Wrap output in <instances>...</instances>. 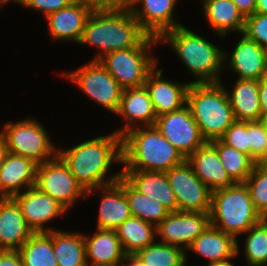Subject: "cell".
Masks as SVG:
<instances>
[{
	"label": "cell",
	"mask_w": 267,
	"mask_h": 266,
	"mask_svg": "<svg viewBox=\"0 0 267 266\" xmlns=\"http://www.w3.org/2000/svg\"><path fill=\"white\" fill-rule=\"evenodd\" d=\"M122 177L138 192L156 199L169 212H177V201L164 172L122 170Z\"/></svg>",
	"instance_id": "24"
},
{
	"label": "cell",
	"mask_w": 267,
	"mask_h": 266,
	"mask_svg": "<svg viewBox=\"0 0 267 266\" xmlns=\"http://www.w3.org/2000/svg\"><path fill=\"white\" fill-rule=\"evenodd\" d=\"M57 154L85 191L112 184L122 176V169L108 176L113 163L122 164V137L116 132L59 148Z\"/></svg>",
	"instance_id": "1"
},
{
	"label": "cell",
	"mask_w": 267,
	"mask_h": 266,
	"mask_svg": "<svg viewBox=\"0 0 267 266\" xmlns=\"http://www.w3.org/2000/svg\"><path fill=\"white\" fill-rule=\"evenodd\" d=\"M255 13L267 14V0H256Z\"/></svg>",
	"instance_id": "48"
},
{
	"label": "cell",
	"mask_w": 267,
	"mask_h": 266,
	"mask_svg": "<svg viewBox=\"0 0 267 266\" xmlns=\"http://www.w3.org/2000/svg\"><path fill=\"white\" fill-rule=\"evenodd\" d=\"M35 186L59 202L67 211L77 199L86 198V191L58 154L37 165Z\"/></svg>",
	"instance_id": "10"
},
{
	"label": "cell",
	"mask_w": 267,
	"mask_h": 266,
	"mask_svg": "<svg viewBox=\"0 0 267 266\" xmlns=\"http://www.w3.org/2000/svg\"><path fill=\"white\" fill-rule=\"evenodd\" d=\"M120 266H144L135 255H125Z\"/></svg>",
	"instance_id": "45"
},
{
	"label": "cell",
	"mask_w": 267,
	"mask_h": 266,
	"mask_svg": "<svg viewBox=\"0 0 267 266\" xmlns=\"http://www.w3.org/2000/svg\"><path fill=\"white\" fill-rule=\"evenodd\" d=\"M133 0H88L91 12H117L131 10Z\"/></svg>",
	"instance_id": "41"
},
{
	"label": "cell",
	"mask_w": 267,
	"mask_h": 266,
	"mask_svg": "<svg viewBox=\"0 0 267 266\" xmlns=\"http://www.w3.org/2000/svg\"><path fill=\"white\" fill-rule=\"evenodd\" d=\"M146 35L131 10L91 12L79 43L98 48L92 59L98 61L112 51L135 47Z\"/></svg>",
	"instance_id": "4"
},
{
	"label": "cell",
	"mask_w": 267,
	"mask_h": 266,
	"mask_svg": "<svg viewBox=\"0 0 267 266\" xmlns=\"http://www.w3.org/2000/svg\"><path fill=\"white\" fill-rule=\"evenodd\" d=\"M166 177L176 197L177 211L210 212L212 190L194 174L186 160L167 171Z\"/></svg>",
	"instance_id": "11"
},
{
	"label": "cell",
	"mask_w": 267,
	"mask_h": 266,
	"mask_svg": "<svg viewBox=\"0 0 267 266\" xmlns=\"http://www.w3.org/2000/svg\"><path fill=\"white\" fill-rule=\"evenodd\" d=\"M186 105L206 141L219 139L236 121L222 82L190 83Z\"/></svg>",
	"instance_id": "5"
},
{
	"label": "cell",
	"mask_w": 267,
	"mask_h": 266,
	"mask_svg": "<svg viewBox=\"0 0 267 266\" xmlns=\"http://www.w3.org/2000/svg\"><path fill=\"white\" fill-rule=\"evenodd\" d=\"M250 158L262 163L267 157V133L260 121L249 122Z\"/></svg>",
	"instance_id": "38"
},
{
	"label": "cell",
	"mask_w": 267,
	"mask_h": 266,
	"mask_svg": "<svg viewBox=\"0 0 267 266\" xmlns=\"http://www.w3.org/2000/svg\"><path fill=\"white\" fill-rule=\"evenodd\" d=\"M259 121L261 122V124L264 127L265 132L267 133V114L261 117Z\"/></svg>",
	"instance_id": "49"
},
{
	"label": "cell",
	"mask_w": 267,
	"mask_h": 266,
	"mask_svg": "<svg viewBox=\"0 0 267 266\" xmlns=\"http://www.w3.org/2000/svg\"><path fill=\"white\" fill-rule=\"evenodd\" d=\"M186 161L192 166L194 174L212 191L234 184L220 162L216 148L209 141L196 149Z\"/></svg>",
	"instance_id": "22"
},
{
	"label": "cell",
	"mask_w": 267,
	"mask_h": 266,
	"mask_svg": "<svg viewBox=\"0 0 267 266\" xmlns=\"http://www.w3.org/2000/svg\"><path fill=\"white\" fill-rule=\"evenodd\" d=\"M191 82H174L163 78V69H154L144 83L156 116L181 109L186 105L187 90Z\"/></svg>",
	"instance_id": "17"
},
{
	"label": "cell",
	"mask_w": 267,
	"mask_h": 266,
	"mask_svg": "<svg viewBox=\"0 0 267 266\" xmlns=\"http://www.w3.org/2000/svg\"><path fill=\"white\" fill-rule=\"evenodd\" d=\"M5 2L3 0H0V7L2 8V5H4Z\"/></svg>",
	"instance_id": "53"
},
{
	"label": "cell",
	"mask_w": 267,
	"mask_h": 266,
	"mask_svg": "<svg viewBox=\"0 0 267 266\" xmlns=\"http://www.w3.org/2000/svg\"><path fill=\"white\" fill-rule=\"evenodd\" d=\"M217 150L220 162L234 183H245L255 162L236 148L224 144L220 139L209 141Z\"/></svg>",
	"instance_id": "33"
},
{
	"label": "cell",
	"mask_w": 267,
	"mask_h": 266,
	"mask_svg": "<svg viewBox=\"0 0 267 266\" xmlns=\"http://www.w3.org/2000/svg\"><path fill=\"white\" fill-rule=\"evenodd\" d=\"M243 34L267 50V14L254 13L246 17Z\"/></svg>",
	"instance_id": "39"
},
{
	"label": "cell",
	"mask_w": 267,
	"mask_h": 266,
	"mask_svg": "<svg viewBox=\"0 0 267 266\" xmlns=\"http://www.w3.org/2000/svg\"><path fill=\"white\" fill-rule=\"evenodd\" d=\"M6 140L9 152L31 159L37 165L57 155L47 130L35 118L22 119L18 122L8 121L1 132Z\"/></svg>",
	"instance_id": "8"
},
{
	"label": "cell",
	"mask_w": 267,
	"mask_h": 266,
	"mask_svg": "<svg viewBox=\"0 0 267 266\" xmlns=\"http://www.w3.org/2000/svg\"><path fill=\"white\" fill-rule=\"evenodd\" d=\"M228 54L224 50L223 62L229 63L228 68L238 75V79L259 81L267 77V50L244 34H241L231 56Z\"/></svg>",
	"instance_id": "16"
},
{
	"label": "cell",
	"mask_w": 267,
	"mask_h": 266,
	"mask_svg": "<svg viewBox=\"0 0 267 266\" xmlns=\"http://www.w3.org/2000/svg\"><path fill=\"white\" fill-rule=\"evenodd\" d=\"M12 197H0V250L18 251L33 234Z\"/></svg>",
	"instance_id": "21"
},
{
	"label": "cell",
	"mask_w": 267,
	"mask_h": 266,
	"mask_svg": "<svg viewBox=\"0 0 267 266\" xmlns=\"http://www.w3.org/2000/svg\"><path fill=\"white\" fill-rule=\"evenodd\" d=\"M37 164L9 152L0 167V197H13L35 185Z\"/></svg>",
	"instance_id": "23"
},
{
	"label": "cell",
	"mask_w": 267,
	"mask_h": 266,
	"mask_svg": "<svg viewBox=\"0 0 267 266\" xmlns=\"http://www.w3.org/2000/svg\"><path fill=\"white\" fill-rule=\"evenodd\" d=\"M116 115L122 116L125 123L117 129L118 135L122 136L127 131L137 127L154 126L157 118L148 90L145 86L138 88H126L122 91L119 109Z\"/></svg>",
	"instance_id": "18"
},
{
	"label": "cell",
	"mask_w": 267,
	"mask_h": 266,
	"mask_svg": "<svg viewBox=\"0 0 267 266\" xmlns=\"http://www.w3.org/2000/svg\"><path fill=\"white\" fill-rule=\"evenodd\" d=\"M144 266H186V252L179 247L154 242L134 254Z\"/></svg>",
	"instance_id": "34"
},
{
	"label": "cell",
	"mask_w": 267,
	"mask_h": 266,
	"mask_svg": "<svg viewBox=\"0 0 267 266\" xmlns=\"http://www.w3.org/2000/svg\"><path fill=\"white\" fill-rule=\"evenodd\" d=\"M154 126L185 159L206 142L187 105L157 116Z\"/></svg>",
	"instance_id": "12"
},
{
	"label": "cell",
	"mask_w": 267,
	"mask_h": 266,
	"mask_svg": "<svg viewBox=\"0 0 267 266\" xmlns=\"http://www.w3.org/2000/svg\"><path fill=\"white\" fill-rule=\"evenodd\" d=\"M5 3H9L10 1L14 2V3H19L21 0H3Z\"/></svg>",
	"instance_id": "50"
},
{
	"label": "cell",
	"mask_w": 267,
	"mask_h": 266,
	"mask_svg": "<svg viewBox=\"0 0 267 266\" xmlns=\"http://www.w3.org/2000/svg\"><path fill=\"white\" fill-rule=\"evenodd\" d=\"M262 164H264L267 167V157L263 160Z\"/></svg>",
	"instance_id": "51"
},
{
	"label": "cell",
	"mask_w": 267,
	"mask_h": 266,
	"mask_svg": "<svg viewBox=\"0 0 267 266\" xmlns=\"http://www.w3.org/2000/svg\"><path fill=\"white\" fill-rule=\"evenodd\" d=\"M74 1L86 3L88 0H74Z\"/></svg>",
	"instance_id": "52"
},
{
	"label": "cell",
	"mask_w": 267,
	"mask_h": 266,
	"mask_svg": "<svg viewBox=\"0 0 267 266\" xmlns=\"http://www.w3.org/2000/svg\"><path fill=\"white\" fill-rule=\"evenodd\" d=\"M52 247L58 266H88L83 233L52 230Z\"/></svg>",
	"instance_id": "29"
},
{
	"label": "cell",
	"mask_w": 267,
	"mask_h": 266,
	"mask_svg": "<svg viewBox=\"0 0 267 266\" xmlns=\"http://www.w3.org/2000/svg\"><path fill=\"white\" fill-rule=\"evenodd\" d=\"M18 251L23 266H58L52 247V231L33 233Z\"/></svg>",
	"instance_id": "31"
},
{
	"label": "cell",
	"mask_w": 267,
	"mask_h": 266,
	"mask_svg": "<svg viewBox=\"0 0 267 266\" xmlns=\"http://www.w3.org/2000/svg\"><path fill=\"white\" fill-rule=\"evenodd\" d=\"M202 3L205 18L218 36L226 37L234 31L243 34L246 18L232 0H205Z\"/></svg>",
	"instance_id": "27"
},
{
	"label": "cell",
	"mask_w": 267,
	"mask_h": 266,
	"mask_svg": "<svg viewBox=\"0 0 267 266\" xmlns=\"http://www.w3.org/2000/svg\"><path fill=\"white\" fill-rule=\"evenodd\" d=\"M121 137L122 170L166 173L186 160L155 126L136 127Z\"/></svg>",
	"instance_id": "2"
},
{
	"label": "cell",
	"mask_w": 267,
	"mask_h": 266,
	"mask_svg": "<svg viewBox=\"0 0 267 266\" xmlns=\"http://www.w3.org/2000/svg\"><path fill=\"white\" fill-rule=\"evenodd\" d=\"M9 150L7 148L6 140L0 133V167L4 163Z\"/></svg>",
	"instance_id": "46"
},
{
	"label": "cell",
	"mask_w": 267,
	"mask_h": 266,
	"mask_svg": "<svg viewBox=\"0 0 267 266\" xmlns=\"http://www.w3.org/2000/svg\"><path fill=\"white\" fill-rule=\"evenodd\" d=\"M158 43V38L146 35L135 47L112 51L98 61L123 89L142 87L158 66L149 53Z\"/></svg>",
	"instance_id": "7"
},
{
	"label": "cell",
	"mask_w": 267,
	"mask_h": 266,
	"mask_svg": "<svg viewBox=\"0 0 267 266\" xmlns=\"http://www.w3.org/2000/svg\"><path fill=\"white\" fill-rule=\"evenodd\" d=\"M177 2L179 1L133 0L131 11L140 28L147 35L159 39L166 31L182 26L173 16Z\"/></svg>",
	"instance_id": "15"
},
{
	"label": "cell",
	"mask_w": 267,
	"mask_h": 266,
	"mask_svg": "<svg viewBox=\"0 0 267 266\" xmlns=\"http://www.w3.org/2000/svg\"><path fill=\"white\" fill-rule=\"evenodd\" d=\"M159 42L169 44L195 80L191 83L221 82L220 73L224 66V51L201 35L182 25L166 31ZM223 68V69H222Z\"/></svg>",
	"instance_id": "3"
},
{
	"label": "cell",
	"mask_w": 267,
	"mask_h": 266,
	"mask_svg": "<svg viewBox=\"0 0 267 266\" xmlns=\"http://www.w3.org/2000/svg\"><path fill=\"white\" fill-rule=\"evenodd\" d=\"M88 266H120L125 253L115 230L96 229L92 236L85 235Z\"/></svg>",
	"instance_id": "25"
},
{
	"label": "cell",
	"mask_w": 267,
	"mask_h": 266,
	"mask_svg": "<svg viewBox=\"0 0 267 266\" xmlns=\"http://www.w3.org/2000/svg\"><path fill=\"white\" fill-rule=\"evenodd\" d=\"M232 1L245 18L255 13L256 0H232Z\"/></svg>",
	"instance_id": "43"
},
{
	"label": "cell",
	"mask_w": 267,
	"mask_h": 266,
	"mask_svg": "<svg viewBox=\"0 0 267 266\" xmlns=\"http://www.w3.org/2000/svg\"><path fill=\"white\" fill-rule=\"evenodd\" d=\"M210 224L232 235L236 240L263 218L256 211L249 188L245 183H234L212 191Z\"/></svg>",
	"instance_id": "6"
},
{
	"label": "cell",
	"mask_w": 267,
	"mask_h": 266,
	"mask_svg": "<svg viewBox=\"0 0 267 266\" xmlns=\"http://www.w3.org/2000/svg\"><path fill=\"white\" fill-rule=\"evenodd\" d=\"M12 198L19 205L27 225L34 233L54 230L53 227L45 228L44 224L67 212L59 202L35 185Z\"/></svg>",
	"instance_id": "14"
},
{
	"label": "cell",
	"mask_w": 267,
	"mask_h": 266,
	"mask_svg": "<svg viewBox=\"0 0 267 266\" xmlns=\"http://www.w3.org/2000/svg\"><path fill=\"white\" fill-rule=\"evenodd\" d=\"M102 192L97 228L115 230L132 216L125 193L122 189V176L114 183L86 191V198Z\"/></svg>",
	"instance_id": "20"
},
{
	"label": "cell",
	"mask_w": 267,
	"mask_h": 266,
	"mask_svg": "<svg viewBox=\"0 0 267 266\" xmlns=\"http://www.w3.org/2000/svg\"><path fill=\"white\" fill-rule=\"evenodd\" d=\"M65 73L63 76L74 82L92 101L111 111L110 113H117L123 88L99 61H88L85 65Z\"/></svg>",
	"instance_id": "9"
},
{
	"label": "cell",
	"mask_w": 267,
	"mask_h": 266,
	"mask_svg": "<svg viewBox=\"0 0 267 266\" xmlns=\"http://www.w3.org/2000/svg\"><path fill=\"white\" fill-rule=\"evenodd\" d=\"M239 251H240L239 242H238V240H236V254L233 257H231L227 260H224V261L210 264L208 266H235L234 263H232L230 261H232V259H235L234 257H237V255L240 253Z\"/></svg>",
	"instance_id": "47"
},
{
	"label": "cell",
	"mask_w": 267,
	"mask_h": 266,
	"mask_svg": "<svg viewBox=\"0 0 267 266\" xmlns=\"http://www.w3.org/2000/svg\"><path fill=\"white\" fill-rule=\"evenodd\" d=\"M227 94L238 121H259L261 109L259 101L258 80L238 79Z\"/></svg>",
	"instance_id": "28"
},
{
	"label": "cell",
	"mask_w": 267,
	"mask_h": 266,
	"mask_svg": "<svg viewBox=\"0 0 267 266\" xmlns=\"http://www.w3.org/2000/svg\"><path fill=\"white\" fill-rule=\"evenodd\" d=\"M0 266H23L19 251L0 250Z\"/></svg>",
	"instance_id": "42"
},
{
	"label": "cell",
	"mask_w": 267,
	"mask_h": 266,
	"mask_svg": "<svg viewBox=\"0 0 267 266\" xmlns=\"http://www.w3.org/2000/svg\"><path fill=\"white\" fill-rule=\"evenodd\" d=\"M115 231L126 255H134L154 243L157 236L155 225L135 216L126 219Z\"/></svg>",
	"instance_id": "30"
},
{
	"label": "cell",
	"mask_w": 267,
	"mask_h": 266,
	"mask_svg": "<svg viewBox=\"0 0 267 266\" xmlns=\"http://www.w3.org/2000/svg\"><path fill=\"white\" fill-rule=\"evenodd\" d=\"M245 184L249 188L256 211L267 219V167L256 163Z\"/></svg>",
	"instance_id": "36"
},
{
	"label": "cell",
	"mask_w": 267,
	"mask_h": 266,
	"mask_svg": "<svg viewBox=\"0 0 267 266\" xmlns=\"http://www.w3.org/2000/svg\"><path fill=\"white\" fill-rule=\"evenodd\" d=\"M188 250L206 258L210 265L233 257L236 254V239L210 224Z\"/></svg>",
	"instance_id": "26"
},
{
	"label": "cell",
	"mask_w": 267,
	"mask_h": 266,
	"mask_svg": "<svg viewBox=\"0 0 267 266\" xmlns=\"http://www.w3.org/2000/svg\"><path fill=\"white\" fill-rule=\"evenodd\" d=\"M210 225L209 212H170L157 226L159 242L189 248L192 242Z\"/></svg>",
	"instance_id": "13"
},
{
	"label": "cell",
	"mask_w": 267,
	"mask_h": 266,
	"mask_svg": "<svg viewBox=\"0 0 267 266\" xmlns=\"http://www.w3.org/2000/svg\"><path fill=\"white\" fill-rule=\"evenodd\" d=\"M224 144L236 148L250 157L249 122L236 120L219 138Z\"/></svg>",
	"instance_id": "37"
},
{
	"label": "cell",
	"mask_w": 267,
	"mask_h": 266,
	"mask_svg": "<svg viewBox=\"0 0 267 266\" xmlns=\"http://www.w3.org/2000/svg\"><path fill=\"white\" fill-rule=\"evenodd\" d=\"M91 14L84 2L74 1L62 9L46 16L47 26L52 40L80 42L86 20Z\"/></svg>",
	"instance_id": "19"
},
{
	"label": "cell",
	"mask_w": 267,
	"mask_h": 266,
	"mask_svg": "<svg viewBox=\"0 0 267 266\" xmlns=\"http://www.w3.org/2000/svg\"><path fill=\"white\" fill-rule=\"evenodd\" d=\"M244 255L249 266L267 265V219H262L247 232Z\"/></svg>",
	"instance_id": "35"
},
{
	"label": "cell",
	"mask_w": 267,
	"mask_h": 266,
	"mask_svg": "<svg viewBox=\"0 0 267 266\" xmlns=\"http://www.w3.org/2000/svg\"><path fill=\"white\" fill-rule=\"evenodd\" d=\"M122 189L132 216L157 226L170 213L156 199L145 196L135 190L123 177Z\"/></svg>",
	"instance_id": "32"
},
{
	"label": "cell",
	"mask_w": 267,
	"mask_h": 266,
	"mask_svg": "<svg viewBox=\"0 0 267 266\" xmlns=\"http://www.w3.org/2000/svg\"><path fill=\"white\" fill-rule=\"evenodd\" d=\"M73 2L74 0H21L18 4L36 11L39 10L46 17L50 13L56 12Z\"/></svg>",
	"instance_id": "40"
},
{
	"label": "cell",
	"mask_w": 267,
	"mask_h": 266,
	"mask_svg": "<svg viewBox=\"0 0 267 266\" xmlns=\"http://www.w3.org/2000/svg\"><path fill=\"white\" fill-rule=\"evenodd\" d=\"M261 117L267 114V77L258 81Z\"/></svg>",
	"instance_id": "44"
}]
</instances>
